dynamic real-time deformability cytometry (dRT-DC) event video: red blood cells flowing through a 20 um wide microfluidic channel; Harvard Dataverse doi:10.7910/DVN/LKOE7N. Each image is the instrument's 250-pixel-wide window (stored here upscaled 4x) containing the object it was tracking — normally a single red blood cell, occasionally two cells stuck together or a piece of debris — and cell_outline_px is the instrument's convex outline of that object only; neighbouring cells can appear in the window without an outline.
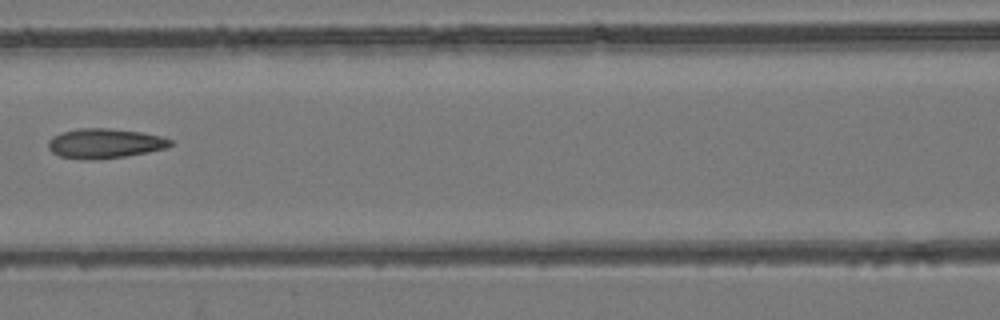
{"species": "common noctule bat (a hibernating species)", "species_latin": "Nyctalus noctula", "temperature_condition": "room temperature", "stored_images_in_passage": 7, "camera_frame_rate_fps": 3000, "um_per_image_px": 0.085, "animal": {"sex": "female", "body_mass_g": 24.6, "forearm_length_mm": 56.2}, "frame": {"image": 1, "passage_image": 7, "time_ms": 2.0, "image_size_px": [1000, 320], "cell_outline_px": [[172, 144], [168, 148], [148, 152], [124, 156], [92, 160], [60, 156], [52, 152], [48, 148], [48, 140], [52, 136], [76, 128], [104, 128], [140, 132], [160, 136], [172, 140]], "centroid_in_image_um": [8.9, 12.19], "position_along_channel_um": 157.7, "area_um2": 20.98}}